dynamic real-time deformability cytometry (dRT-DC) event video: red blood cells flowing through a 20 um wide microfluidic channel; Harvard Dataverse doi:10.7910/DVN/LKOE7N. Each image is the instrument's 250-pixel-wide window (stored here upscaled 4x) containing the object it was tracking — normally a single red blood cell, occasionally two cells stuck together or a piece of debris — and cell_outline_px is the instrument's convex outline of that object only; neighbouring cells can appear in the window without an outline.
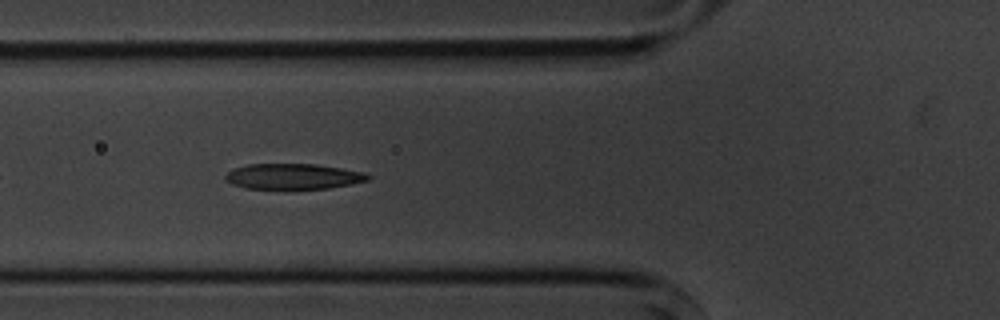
{"species": "common noctule bat (a hibernating species)", "species_latin": "Nyctalus noctula", "temperature_condition": "cold", "stored_images_in_passage": 9, "camera_frame_rate_fps": 3000, "um_per_image_px": 0.085, "animal": {"sex": "male", "body_mass_g": 20.1, "forearm_length_mm": 53.5}, "frame": {"image": 1, "passage_image": 6, "time_ms": 5.667, "image_size_px": [1000, 320], "cell_outline_px": [[372, 176], [368, 180], [352, 184], [328, 188], [244, 188], [232, 184], [224, 180], [224, 176], [228, 172], [236, 168], [248, 164], [316, 164], [364, 172]], "centroid_in_image_um": [24.92, 14.99], "position_along_channel_um": 100.9, "area_um2": 21.04}}
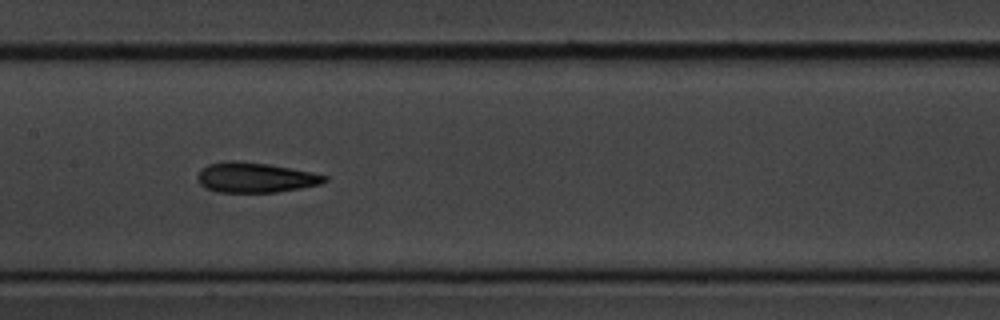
{"frame": {"image": 2, "passage_image": 8, "time_ms": 8.0, "image_size_px": [1000, 320], "cell_outline_px": [[328, 180], [320, 184], [300, 188], [276, 192], [216, 192], [204, 188], [200, 184], [196, 176], [200, 168], [208, 164], [224, 160], [236, 160], [268, 164], [312, 172], [328, 176]], "centroid_in_image_um": [21.64, 15.08], "position_along_channel_um": 185.8, "area_um2": 22.48}}
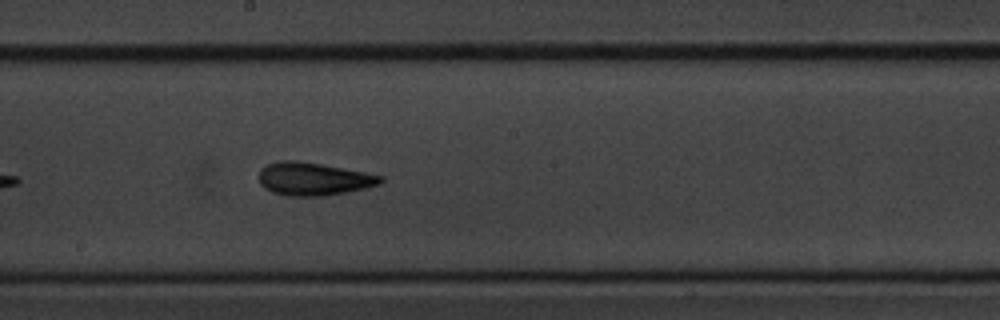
{"frame": {"image": 3, "passage_image": 9, "time_ms": 9.0, "image_size_px": [1000, 320], "cell_outline_px": [[384, 180], [380, 184], [364, 188], [324, 196], [288, 196], [272, 192], [264, 188], [260, 184], [260, 168], [268, 164], [280, 160], [296, 160], [320, 164], [364, 172], [384, 176]], "centroid_in_image_um": [26.63, 15.21], "position_along_channel_um": 221.6, "area_um2": 23.24}}